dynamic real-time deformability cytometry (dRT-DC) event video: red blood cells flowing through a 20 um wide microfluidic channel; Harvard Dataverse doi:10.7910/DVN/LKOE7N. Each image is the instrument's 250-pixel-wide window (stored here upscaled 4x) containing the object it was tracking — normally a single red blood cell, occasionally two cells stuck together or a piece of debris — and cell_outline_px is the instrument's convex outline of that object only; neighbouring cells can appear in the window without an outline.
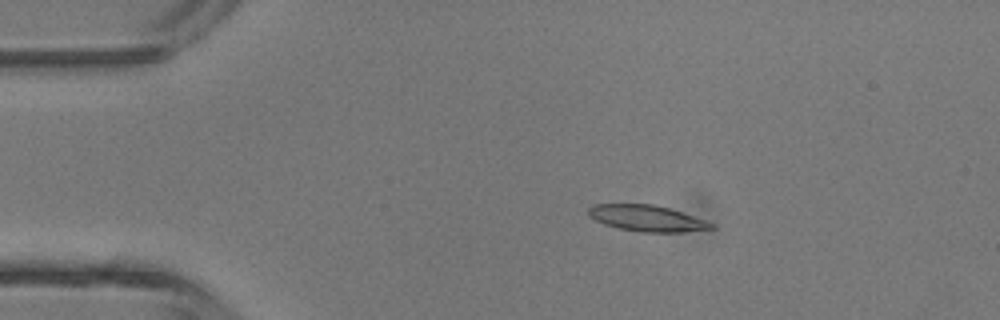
{"species": "common noctule bat (a hibernating species)", "species_latin": "Nyctalus noctula", "temperature_condition": "room temperature", "stored_images_in_passage": 3, "camera_frame_rate_fps": 3000, "um_per_image_px": 0.085, "animal": {"sex": "male", "body_mass_g": 13.3}, "frame": {"image": 1, "passage_image": 2, "time_ms": 1.333, "image_size_px": [1000, 320], "cell_outline_px": [[716, 228], [684, 232], [640, 232], [620, 228], [604, 224], [588, 216], [588, 208], [592, 204], [652, 204], [668, 208], [716, 224]], "centroid_in_image_um": [54.97, 18.55], "position_along_channel_um": 30.0, "area_um2": 18.61}}